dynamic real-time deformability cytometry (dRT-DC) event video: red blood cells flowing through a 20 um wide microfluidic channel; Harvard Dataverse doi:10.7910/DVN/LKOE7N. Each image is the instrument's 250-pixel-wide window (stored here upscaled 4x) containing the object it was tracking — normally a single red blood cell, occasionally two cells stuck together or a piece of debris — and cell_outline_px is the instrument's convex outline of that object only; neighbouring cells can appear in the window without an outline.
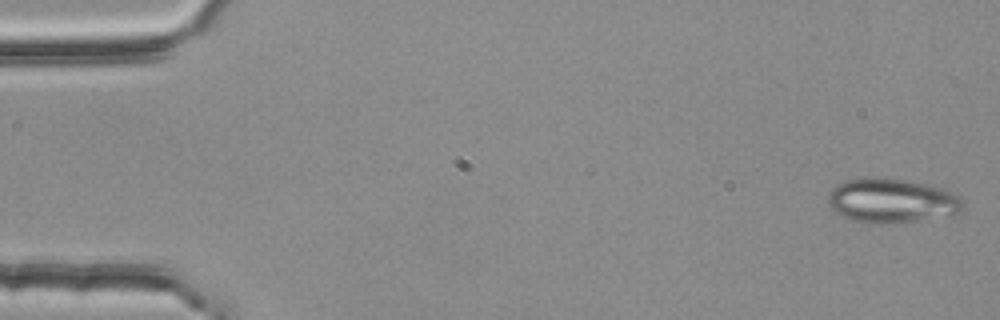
{"species": "common noctule bat (a hibernating species)", "species_latin": "Nyctalus noctula", "temperature_condition": "room temperature", "stored_images_in_passage": 6, "camera_frame_rate_fps": 3000, "um_per_image_px": 0.085, "animal": {"sex": "female", "body_mass_g": 25.1}, "frame": {"image": 1, "passage_image": 1, "time_ms": 0.0, "image_size_px": [1000, 320], "cell_outline_px": [[964, 204], [960, 212], [952, 216], [884, 224], [872, 224], [852, 220], [840, 216], [828, 204], [828, 192], [832, 188], [848, 180], [904, 180], [928, 184], [948, 188], [960, 196]], "centroid_in_image_um": [75.87, 17.1], "position_along_channel_um": 9.1, "area_um2": 34.62}}